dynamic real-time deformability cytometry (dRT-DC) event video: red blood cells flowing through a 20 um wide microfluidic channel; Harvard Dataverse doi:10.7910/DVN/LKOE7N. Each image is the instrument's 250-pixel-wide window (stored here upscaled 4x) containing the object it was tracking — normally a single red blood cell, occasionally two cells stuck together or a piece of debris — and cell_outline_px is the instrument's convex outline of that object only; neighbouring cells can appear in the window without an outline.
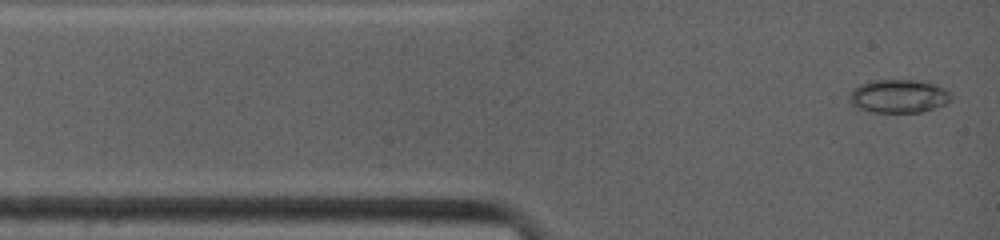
{"species": "common noctule bat (a hibernating species)", "species_latin": "Nyctalus noctula", "temperature_condition": "warm", "stored_images_in_passage": 54, "camera_frame_rate_fps": 4500, "um_per_image_px": 0.085, "animal": {"sex": "female", "body_mass_g": 19.0, "forearm_length_mm": 53.3}, "frame": {"image": 1, "passage_image": 1, "time_ms": 0.0, "image_size_px": [1000, 240], "cell_outline_px": [[948, 100], [944, 104], [920, 112], [872, 112], [860, 108], [852, 104], [848, 100], [848, 96], [852, 88], [860, 84], [872, 80], [916, 80], [932, 84], [948, 92]], "centroid_in_image_um": [76.26, 8.17], "position_along_channel_um": 8.7, "area_um2": 19.31}}
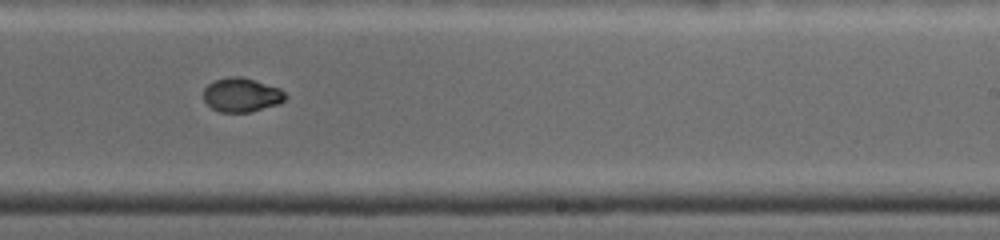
{"frame": {"image": 2, "passage_image": 26, "time_ms": 7.556, "image_size_px": [1000, 240], "cell_outline_px": [[288, 96], [280, 104], [252, 112], [220, 112], [212, 108], [204, 100], [204, 88], [208, 84], [216, 80], [228, 76], [244, 76], [280, 88]], "centroid_in_image_um": [20.57, 8.06], "position_along_channel_um": 268.4, "area_um2": 16.47}}
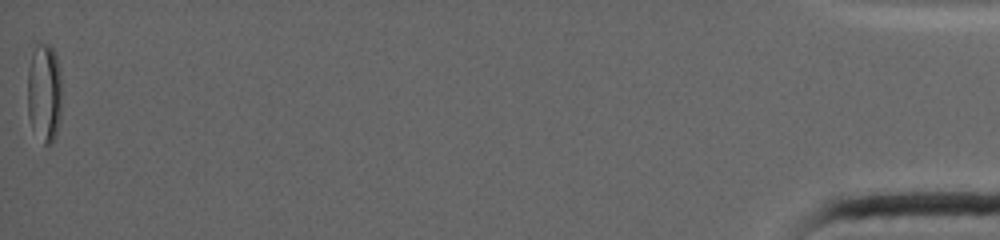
{"frame": {"image": 3, "passage_image": 54, "time_ms": 16.0, "image_size_px": [1000, 240], "cell_outline_px": [[60, 124], [56, 136], [48, 144], [44, 144], [32, 128], [28, 116], [28, 68], [32, 52], [36, 44], [48, 44], [52, 48], [56, 56], [60, 68]], "centroid_in_image_um": [3.76, 7.88], "position_along_channel_um": 431.4, "area_um2": 19.77}, "authors_computed_cell_mechanics": {"area_um2": 17.1955, "velocity_mm_per_s": 3.9515, "shape_relaxation_time_tau1_ms": null, "shape_relaxation_time_tau2_ms": 1.4012, "deformation_change_tau1": null, "deformation_change_tau2": 0.034}}